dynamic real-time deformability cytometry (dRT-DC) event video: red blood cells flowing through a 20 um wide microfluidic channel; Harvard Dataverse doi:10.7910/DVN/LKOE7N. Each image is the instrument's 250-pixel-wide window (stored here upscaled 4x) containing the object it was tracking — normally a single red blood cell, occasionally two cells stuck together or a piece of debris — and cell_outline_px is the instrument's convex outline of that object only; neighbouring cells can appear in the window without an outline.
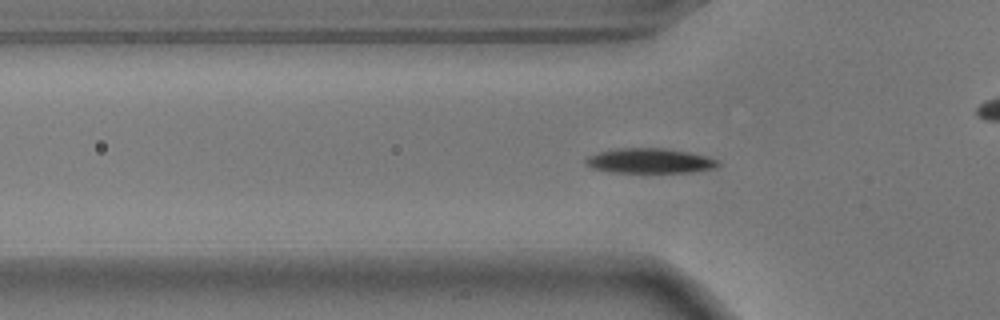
{"species": "common noctule bat (a hibernating species)", "species_latin": "Nyctalus noctula", "temperature_condition": "warm", "stored_images_in_passage": 47, "camera_frame_rate_fps": 3000, "um_per_image_px": 0.085, "animal": {"sex": "male", "body_mass_g": 17.9}, "frame": {"image": 1, "passage_image": 9, "time_ms": 2.667, "image_size_px": [1000, 320], "cell_outline_px": [[720, 164], [712, 168], [692, 172], [616, 172], [592, 168], [584, 164], [584, 160], [588, 156], [600, 152], [620, 148], [660, 148], [688, 152], [704, 156], [716, 160]], "centroid_in_image_um": [55.18, 13.67], "position_along_channel_um": 70.6, "area_um2": 18.79}}
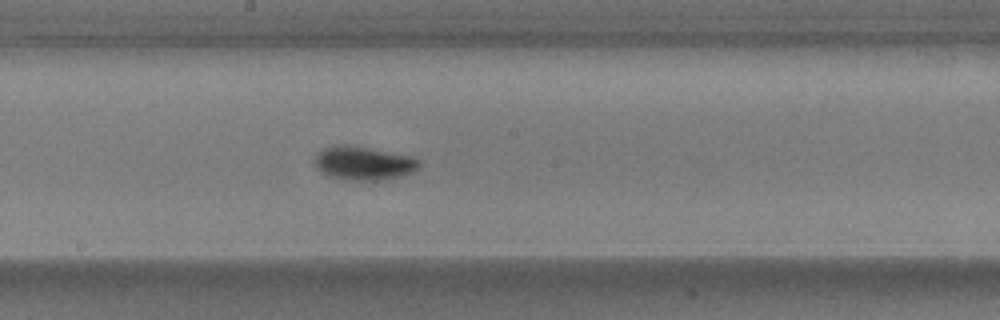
{"frame": {"image": 2, "passage_image": 21, "time_ms": 6.667, "image_size_px": [1000, 320], "cell_outline_px": [[420, 168], [412, 172], [396, 176], [376, 180], [348, 180], [328, 176], [320, 172], [316, 168], [312, 160], [312, 156], [316, 152], [324, 148], [336, 144], [348, 144], [412, 156], [420, 160]], "centroid_in_image_um": [30.81, 13.85], "position_along_channel_um": 217.4, "area_um2": 20.75}}
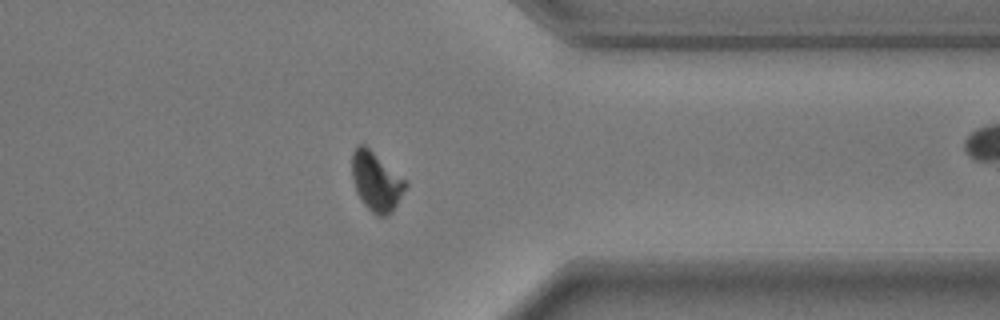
{"frame": {"image": 3, "passage_image": 35, "time_ms": 11.333, "image_size_px": [1000, 320], "cell_outline_px": [[408, 184], [392, 212], [388, 216], [376, 216], [360, 200], [356, 192], [352, 180], [352, 152], [356, 144], [364, 144], [408, 180]], "centroid_in_image_um": [31.98, 15.42], "position_along_channel_um": 379.4, "area_um2": 18.79}}